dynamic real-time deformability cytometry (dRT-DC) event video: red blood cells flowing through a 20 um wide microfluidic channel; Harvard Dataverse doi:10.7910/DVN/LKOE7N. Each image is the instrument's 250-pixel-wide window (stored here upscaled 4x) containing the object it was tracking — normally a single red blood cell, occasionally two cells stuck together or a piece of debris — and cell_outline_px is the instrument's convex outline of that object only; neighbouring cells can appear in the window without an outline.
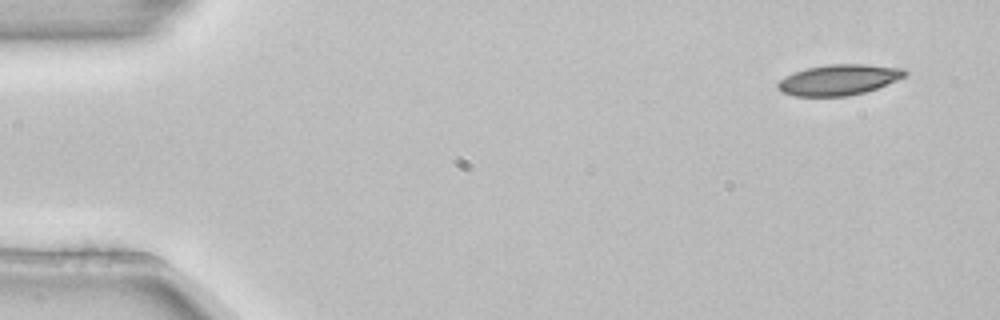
{"species": "common noctule bat (a hibernating species)", "species_latin": "Nyctalus noctula", "temperature_condition": "room temperature", "stored_images_in_passage": 4, "segment_of_instrument_passage": [1, 2], "camera_frame_rate_fps": 3000, "um_per_image_px": 0.085, "animal": {"sex": "female", "body_mass_g": 22.7, "forearm_length_mm": 54.2}, "frame": {"image": 1, "passage_image": 1, "time_ms": 0.0, "image_size_px": [1000, 320], "cell_outline_px": [[908, 72], [904, 76], [896, 80], [876, 88], [864, 92], [848, 96], [792, 96], [784, 92], [776, 84], [784, 76], [792, 72], [808, 68], [828, 64], [864, 64], [904, 68]], "centroid_in_image_um": [71.29, 6.77], "position_along_channel_um": 13.7, "area_um2": 22.54}}